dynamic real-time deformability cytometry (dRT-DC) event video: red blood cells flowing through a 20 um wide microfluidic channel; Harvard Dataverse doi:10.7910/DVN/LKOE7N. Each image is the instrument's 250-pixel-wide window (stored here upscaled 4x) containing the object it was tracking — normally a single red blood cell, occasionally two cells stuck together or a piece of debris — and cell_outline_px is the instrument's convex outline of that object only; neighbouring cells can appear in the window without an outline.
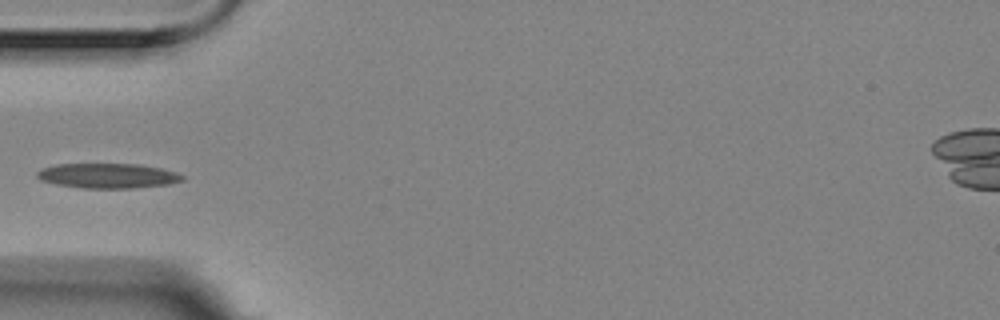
{"species": "Egyptian fruit bat (a non-hibernating species)", "species_latin": "Rousettus aegyptiacus", "temperature_condition": "room temperature", "stored_images_in_passage": 4, "camera_frame_rate_fps": 3000, "um_per_image_px": 0.085, "animal": {"sex": "female"}, "frame": {"image": 1, "passage_image": 4, "time_ms": 1.0, "image_size_px": [1000, 320], "cell_outline_px": [[184, 180], [168, 184], [136, 188], [80, 188], [56, 184], [40, 180], [36, 176], [36, 172], [40, 168], [56, 164], [140, 164], [160, 168], [176, 172], [184, 176]], "centroid_in_image_um": [9.13, 14.94], "position_along_channel_um": 75.9, "area_um2": 21.21}}